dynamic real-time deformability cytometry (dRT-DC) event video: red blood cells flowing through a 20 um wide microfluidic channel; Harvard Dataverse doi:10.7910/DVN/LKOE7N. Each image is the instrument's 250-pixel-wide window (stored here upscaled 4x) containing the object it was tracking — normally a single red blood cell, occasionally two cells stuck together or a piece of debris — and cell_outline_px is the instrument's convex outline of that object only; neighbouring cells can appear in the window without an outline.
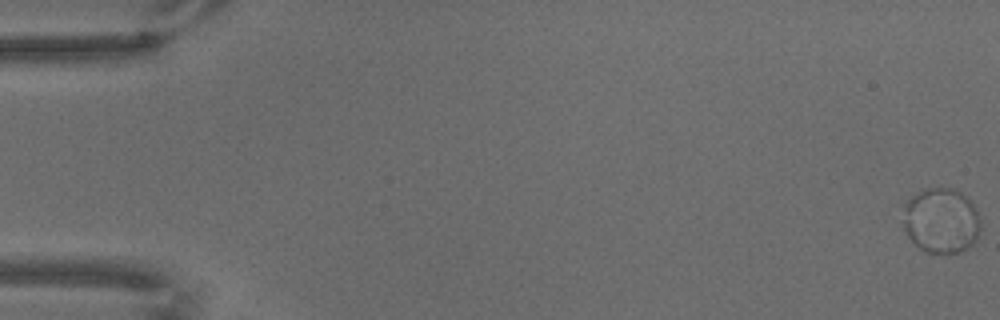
{"species": "common noctule bat (a hibernating species)", "species_latin": "Nyctalus noctula", "temperature_condition": "warm", "stored_images_in_passage": 74, "camera_frame_rate_fps": 3000, "um_per_image_px": 0.085, "animal": {"sex": "male", "body_mass_g": 18.8}, "frame": {"image": 1, "passage_image": 1, "time_ms": 0.0, "image_size_px": [1000, 320], "cell_outline_px": [[980, 228], [976, 240], [972, 244], [960, 252], [924, 252], [908, 236], [904, 228], [904, 204], [912, 196], [920, 192], [932, 188], [952, 188], [960, 192], [972, 204], [980, 220]], "centroid_in_image_um": [80.0, 18.76], "position_along_channel_um": 5.0, "area_um2": 28.9}}
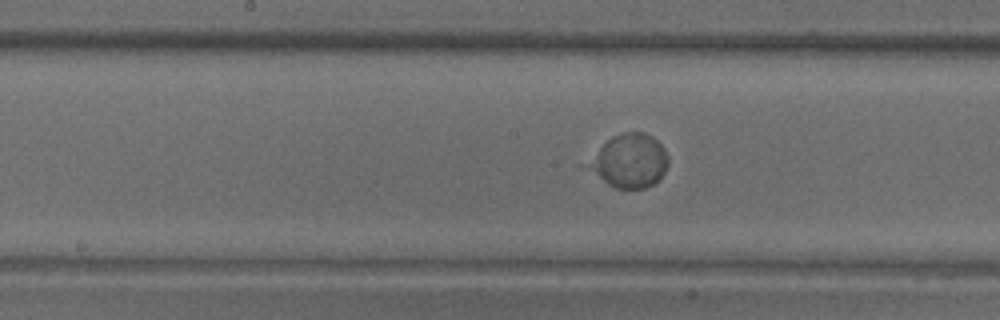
{"frame": {"image": 2, "passage_image": 39, "time_ms": 12.667, "image_size_px": [1000, 320], "cell_outline_px": [[668, 164], [660, 180], [644, 188], [616, 188], [608, 184], [588, 168], [600, 148], [612, 136], [620, 132], [644, 132], [652, 136], [664, 148], [668, 156]], "centroid_in_image_um": [53.59, 13.66], "position_along_channel_um": 194.6, "area_um2": 24.33}}
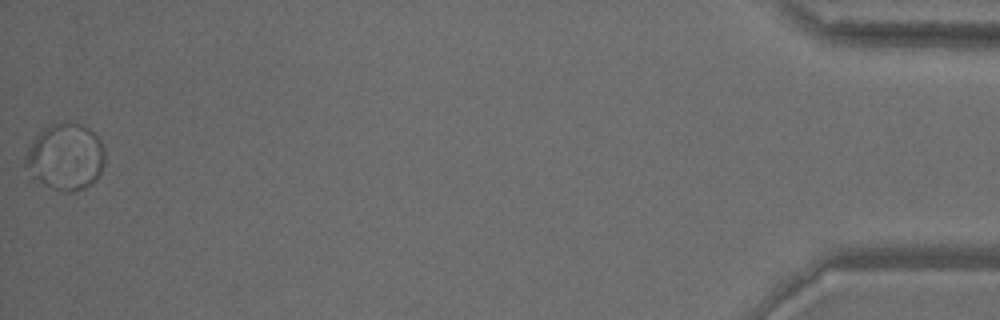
{"frame": {"image": 3, "passage_image": 74, "time_ms": 24.333, "image_size_px": [1000, 320], "cell_outline_px": [[104, 164], [100, 172], [92, 184], [72, 192], [64, 192], [28, 180], [24, 164], [24, 156], [32, 140], [44, 128], [52, 124], [80, 124], [88, 128], [100, 140], [104, 148]], "centroid_in_image_um": [5.49, 13.39], "position_along_channel_um": 429.7, "area_um2": 31.15}}